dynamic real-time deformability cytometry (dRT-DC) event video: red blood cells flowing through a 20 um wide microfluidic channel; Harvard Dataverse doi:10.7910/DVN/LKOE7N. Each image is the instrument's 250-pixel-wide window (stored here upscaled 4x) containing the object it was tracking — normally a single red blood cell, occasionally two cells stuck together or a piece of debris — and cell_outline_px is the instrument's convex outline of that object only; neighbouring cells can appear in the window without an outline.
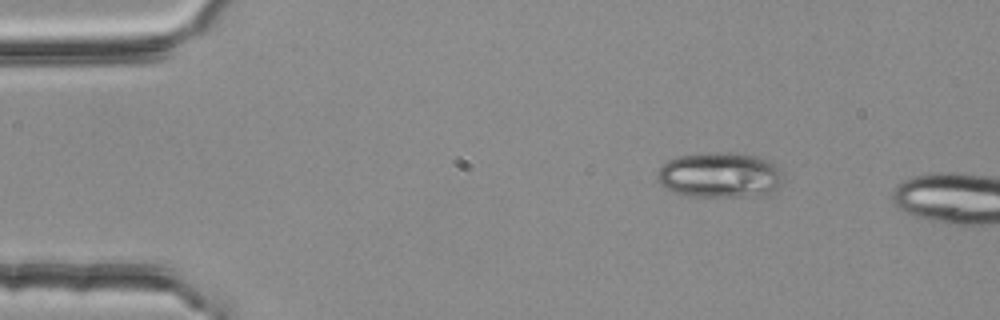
{"species": "common noctule bat (a hibernating species)", "species_latin": "Nyctalus noctula", "temperature_condition": "room temperature", "stored_images_in_passage": 2, "camera_frame_rate_fps": 3000, "um_per_image_px": 0.085, "animal": {"sex": "female", "body_mass_g": 25.1}, "frame": {"image": 1, "passage_image": 1, "time_ms": 0.0, "image_size_px": [1000, 320], "cell_outline_px": [[780, 184], [776, 188], [760, 196], [692, 196], [672, 192], [664, 188], [656, 180], [656, 172], [668, 160], [680, 156], [712, 152], [720, 152], [756, 156], [768, 160], [780, 168]], "centroid_in_image_um": [61.12, 14.88], "position_along_channel_um": 23.9, "area_um2": 33.06}}